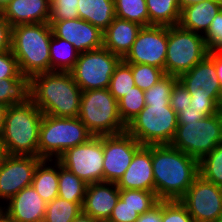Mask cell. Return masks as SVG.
<instances>
[{
  "mask_svg": "<svg viewBox=\"0 0 222 222\" xmlns=\"http://www.w3.org/2000/svg\"><path fill=\"white\" fill-rule=\"evenodd\" d=\"M155 194L179 200L199 175V161L170 144L151 145Z\"/></svg>",
  "mask_w": 222,
  "mask_h": 222,
  "instance_id": "cell-1",
  "label": "cell"
},
{
  "mask_svg": "<svg viewBox=\"0 0 222 222\" xmlns=\"http://www.w3.org/2000/svg\"><path fill=\"white\" fill-rule=\"evenodd\" d=\"M81 96L70 72L50 71L30 78V99L44 115L78 117Z\"/></svg>",
  "mask_w": 222,
  "mask_h": 222,
  "instance_id": "cell-2",
  "label": "cell"
},
{
  "mask_svg": "<svg viewBox=\"0 0 222 222\" xmlns=\"http://www.w3.org/2000/svg\"><path fill=\"white\" fill-rule=\"evenodd\" d=\"M49 23H31L12 27L11 51L22 75L30 78L51 71Z\"/></svg>",
  "mask_w": 222,
  "mask_h": 222,
  "instance_id": "cell-3",
  "label": "cell"
},
{
  "mask_svg": "<svg viewBox=\"0 0 222 222\" xmlns=\"http://www.w3.org/2000/svg\"><path fill=\"white\" fill-rule=\"evenodd\" d=\"M43 113L30 99L8 106L1 140L8 155L37 156Z\"/></svg>",
  "mask_w": 222,
  "mask_h": 222,
  "instance_id": "cell-4",
  "label": "cell"
},
{
  "mask_svg": "<svg viewBox=\"0 0 222 222\" xmlns=\"http://www.w3.org/2000/svg\"><path fill=\"white\" fill-rule=\"evenodd\" d=\"M92 136L78 117L65 118L43 114L38 157L57 160L65 150L87 142Z\"/></svg>",
  "mask_w": 222,
  "mask_h": 222,
  "instance_id": "cell-5",
  "label": "cell"
},
{
  "mask_svg": "<svg viewBox=\"0 0 222 222\" xmlns=\"http://www.w3.org/2000/svg\"><path fill=\"white\" fill-rule=\"evenodd\" d=\"M78 118L93 136L126 132L118 112V101L108 88L82 91Z\"/></svg>",
  "mask_w": 222,
  "mask_h": 222,
  "instance_id": "cell-6",
  "label": "cell"
},
{
  "mask_svg": "<svg viewBox=\"0 0 222 222\" xmlns=\"http://www.w3.org/2000/svg\"><path fill=\"white\" fill-rule=\"evenodd\" d=\"M178 126L170 104H146L126 125V132L141 145L170 144Z\"/></svg>",
  "mask_w": 222,
  "mask_h": 222,
  "instance_id": "cell-7",
  "label": "cell"
},
{
  "mask_svg": "<svg viewBox=\"0 0 222 222\" xmlns=\"http://www.w3.org/2000/svg\"><path fill=\"white\" fill-rule=\"evenodd\" d=\"M222 143V110L199 121L178 124L170 145L200 161Z\"/></svg>",
  "mask_w": 222,
  "mask_h": 222,
  "instance_id": "cell-8",
  "label": "cell"
},
{
  "mask_svg": "<svg viewBox=\"0 0 222 222\" xmlns=\"http://www.w3.org/2000/svg\"><path fill=\"white\" fill-rule=\"evenodd\" d=\"M208 53L203 35L185 30L179 25L169 26L164 72L179 77L191 70Z\"/></svg>",
  "mask_w": 222,
  "mask_h": 222,
  "instance_id": "cell-9",
  "label": "cell"
},
{
  "mask_svg": "<svg viewBox=\"0 0 222 222\" xmlns=\"http://www.w3.org/2000/svg\"><path fill=\"white\" fill-rule=\"evenodd\" d=\"M191 96L190 107L196 110H222V89L214 64V52L178 77Z\"/></svg>",
  "mask_w": 222,
  "mask_h": 222,
  "instance_id": "cell-10",
  "label": "cell"
},
{
  "mask_svg": "<svg viewBox=\"0 0 222 222\" xmlns=\"http://www.w3.org/2000/svg\"><path fill=\"white\" fill-rule=\"evenodd\" d=\"M121 60L119 55L101 47L79 53L70 73L82 91L105 89L109 87L114 70Z\"/></svg>",
  "mask_w": 222,
  "mask_h": 222,
  "instance_id": "cell-11",
  "label": "cell"
},
{
  "mask_svg": "<svg viewBox=\"0 0 222 222\" xmlns=\"http://www.w3.org/2000/svg\"><path fill=\"white\" fill-rule=\"evenodd\" d=\"M57 161L87 184L103 182V136L65 150Z\"/></svg>",
  "mask_w": 222,
  "mask_h": 222,
  "instance_id": "cell-12",
  "label": "cell"
},
{
  "mask_svg": "<svg viewBox=\"0 0 222 222\" xmlns=\"http://www.w3.org/2000/svg\"><path fill=\"white\" fill-rule=\"evenodd\" d=\"M194 222H217L222 218V187L198 175L179 199Z\"/></svg>",
  "mask_w": 222,
  "mask_h": 222,
  "instance_id": "cell-13",
  "label": "cell"
},
{
  "mask_svg": "<svg viewBox=\"0 0 222 222\" xmlns=\"http://www.w3.org/2000/svg\"><path fill=\"white\" fill-rule=\"evenodd\" d=\"M167 43L168 26L142 27L122 60L128 64H147L164 70Z\"/></svg>",
  "mask_w": 222,
  "mask_h": 222,
  "instance_id": "cell-14",
  "label": "cell"
},
{
  "mask_svg": "<svg viewBox=\"0 0 222 222\" xmlns=\"http://www.w3.org/2000/svg\"><path fill=\"white\" fill-rule=\"evenodd\" d=\"M141 146L127 132L103 136V182L118 183Z\"/></svg>",
  "mask_w": 222,
  "mask_h": 222,
  "instance_id": "cell-15",
  "label": "cell"
},
{
  "mask_svg": "<svg viewBox=\"0 0 222 222\" xmlns=\"http://www.w3.org/2000/svg\"><path fill=\"white\" fill-rule=\"evenodd\" d=\"M37 156L8 155L0 167V207L23 188L30 186L37 165Z\"/></svg>",
  "mask_w": 222,
  "mask_h": 222,
  "instance_id": "cell-16",
  "label": "cell"
},
{
  "mask_svg": "<svg viewBox=\"0 0 222 222\" xmlns=\"http://www.w3.org/2000/svg\"><path fill=\"white\" fill-rule=\"evenodd\" d=\"M51 28L56 37L70 42L79 53L103 47V32L81 18L55 21Z\"/></svg>",
  "mask_w": 222,
  "mask_h": 222,
  "instance_id": "cell-17",
  "label": "cell"
},
{
  "mask_svg": "<svg viewBox=\"0 0 222 222\" xmlns=\"http://www.w3.org/2000/svg\"><path fill=\"white\" fill-rule=\"evenodd\" d=\"M47 203L32 185L23 188L1 210L16 222H43Z\"/></svg>",
  "mask_w": 222,
  "mask_h": 222,
  "instance_id": "cell-18",
  "label": "cell"
},
{
  "mask_svg": "<svg viewBox=\"0 0 222 222\" xmlns=\"http://www.w3.org/2000/svg\"><path fill=\"white\" fill-rule=\"evenodd\" d=\"M120 197L117 183L87 184L82 212L99 221H108Z\"/></svg>",
  "mask_w": 222,
  "mask_h": 222,
  "instance_id": "cell-19",
  "label": "cell"
},
{
  "mask_svg": "<svg viewBox=\"0 0 222 222\" xmlns=\"http://www.w3.org/2000/svg\"><path fill=\"white\" fill-rule=\"evenodd\" d=\"M119 189H137L155 192L151 145H142L131 164L117 183Z\"/></svg>",
  "mask_w": 222,
  "mask_h": 222,
  "instance_id": "cell-20",
  "label": "cell"
},
{
  "mask_svg": "<svg viewBox=\"0 0 222 222\" xmlns=\"http://www.w3.org/2000/svg\"><path fill=\"white\" fill-rule=\"evenodd\" d=\"M51 0H12L1 13L12 26L48 23Z\"/></svg>",
  "mask_w": 222,
  "mask_h": 222,
  "instance_id": "cell-21",
  "label": "cell"
},
{
  "mask_svg": "<svg viewBox=\"0 0 222 222\" xmlns=\"http://www.w3.org/2000/svg\"><path fill=\"white\" fill-rule=\"evenodd\" d=\"M142 26L138 23L115 17L103 32V47L123 58L131 49Z\"/></svg>",
  "mask_w": 222,
  "mask_h": 222,
  "instance_id": "cell-22",
  "label": "cell"
},
{
  "mask_svg": "<svg viewBox=\"0 0 222 222\" xmlns=\"http://www.w3.org/2000/svg\"><path fill=\"white\" fill-rule=\"evenodd\" d=\"M222 10V0H207L183 8L179 26L185 30L205 35L214 17Z\"/></svg>",
  "mask_w": 222,
  "mask_h": 222,
  "instance_id": "cell-23",
  "label": "cell"
},
{
  "mask_svg": "<svg viewBox=\"0 0 222 222\" xmlns=\"http://www.w3.org/2000/svg\"><path fill=\"white\" fill-rule=\"evenodd\" d=\"M59 162L57 160L43 159L34 173L31 185L46 202L58 197Z\"/></svg>",
  "mask_w": 222,
  "mask_h": 222,
  "instance_id": "cell-24",
  "label": "cell"
},
{
  "mask_svg": "<svg viewBox=\"0 0 222 222\" xmlns=\"http://www.w3.org/2000/svg\"><path fill=\"white\" fill-rule=\"evenodd\" d=\"M78 13L79 18L104 32L116 17L114 0H79Z\"/></svg>",
  "mask_w": 222,
  "mask_h": 222,
  "instance_id": "cell-25",
  "label": "cell"
},
{
  "mask_svg": "<svg viewBox=\"0 0 222 222\" xmlns=\"http://www.w3.org/2000/svg\"><path fill=\"white\" fill-rule=\"evenodd\" d=\"M149 26H175L180 21L178 0H146Z\"/></svg>",
  "mask_w": 222,
  "mask_h": 222,
  "instance_id": "cell-26",
  "label": "cell"
},
{
  "mask_svg": "<svg viewBox=\"0 0 222 222\" xmlns=\"http://www.w3.org/2000/svg\"><path fill=\"white\" fill-rule=\"evenodd\" d=\"M78 56L79 52L70 42L52 35L50 40L51 71L70 72Z\"/></svg>",
  "mask_w": 222,
  "mask_h": 222,
  "instance_id": "cell-27",
  "label": "cell"
},
{
  "mask_svg": "<svg viewBox=\"0 0 222 222\" xmlns=\"http://www.w3.org/2000/svg\"><path fill=\"white\" fill-rule=\"evenodd\" d=\"M30 100V77L4 78L0 81V103L6 106L23 104Z\"/></svg>",
  "mask_w": 222,
  "mask_h": 222,
  "instance_id": "cell-28",
  "label": "cell"
},
{
  "mask_svg": "<svg viewBox=\"0 0 222 222\" xmlns=\"http://www.w3.org/2000/svg\"><path fill=\"white\" fill-rule=\"evenodd\" d=\"M58 197L69 202H84L87 183L59 163Z\"/></svg>",
  "mask_w": 222,
  "mask_h": 222,
  "instance_id": "cell-29",
  "label": "cell"
},
{
  "mask_svg": "<svg viewBox=\"0 0 222 222\" xmlns=\"http://www.w3.org/2000/svg\"><path fill=\"white\" fill-rule=\"evenodd\" d=\"M84 202H69L60 197L47 203L43 222H73L82 212Z\"/></svg>",
  "mask_w": 222,
  "mask_h": 222,
  "instance_id": "cell-30",
  "label": "cell"
},
{
  "mask_svg": "<svg viewBox=\"0 0 222 222\" xmlns=\"http://www.w3.org/2000/svg\"><path fill=\"white\" fill-rule=\"evenodd\" d=\"M114 5L116 17L138 23L142 27L149 26L146 0H114Z\"/></svg>",
  "mask_w": 222,
  "mask_h": 222,
  "instance_id": "cell-31",
  "label": "cell"
},
{
  "mask_svg": "<svg viewBox=\"0 0 222 222\" xmlns=\"http://www.w3.org/2000/svg\"><path fill=\"white\" fill-rule=\"evenodd\" d=\"M199 175L222 187V143L199 161Z\"/></svg>",
  "mask_w": 222,
  "mask_h": 222,
  "instance_id": "cell-32",
  "label": "cell"
},
{
  "mask_svg": "<svg viewBox=\"0 0 222 222\" xmlns=\"http://www.w3.org/2000/svg\"><path fill=\"white\" fill-rule=\"evenodd\" d=\"M135 86L131 64L121 60L114 70L108 90L115 97V99L119 101Z\"/></svg>",
  "mask_w": 222,
  "mask_h": 222,
  "instance_id": "cell-33",
  "label": "cell"
},
{
  "mask_svg": "<svg viewBox=\"0 0 222 222\" xmlns=\"http://www.w3.org/2000/svg\"><path fill=\"white\" fill-rule=\"evenodd\" d=\"M145 106L144 91L135 86L118 101L119 116L127 125Z\"/></svg>",
  "mask_w": 222,
  "mask_h": 222,
  "instance_id": "cell-34",
  "label": "cell"
},
{
  "mask_svg": "<svg viewBox=\"0 0 222 222\" xmlns=\"http://www.w3.org/2000/svg\"><path fill=\"white\" fill-rule=\"evenodd\" d=\"M119 198L131 206L139 215L149 211L159 202L155 192L147 190L120 189Z\"/></svg>",
  "mask_w": 222,
  "mask_h": 222,
  "instance_id": "cell-35",
  "label": "cell"
},
{
  "mask_svg": "<svg viewBox=\"0 0 222 222\" xmlns=\"http://www.w3.org/2000/svg\"><path fill=\"white\" fill-rule=\"evenodd\" d=\"M178 77L165 75L151 88L144 91L145 104H170L173 86Z\"/></svg>",
  "mask_w": 222,
  "mask_h": 222,
  "instance_id": "cell-36",
  "label": "cell"
},
{
  "mask_svg": "<svg viewBox=\"0 0 222 222\" xmlns=\"http://www.w3.org/2000/svg\"><path fill=\"white\" fill-rule=\"evenodd\" d=\"M131 69L135 85L143 91L166 75L163 69L147 64H131Z\"/></svg>",
  "mask_w": 222,
  "mask_h": 222,
  "instance_id": "cell-37",
  "label": "cell"
},
{
  "mask_svg": "<svg viewBox=\"0 0 222 222\" xmlns=\"http://www.w3.org/2000/svg\"><path fill=\"white\" fill-rule=\"evenodd\" d=\"M50 17L48 23L52 25L55 21L79 18V0H51Z\"/></svg>",
  "mask_w": 222,
  "mask_h": 222,
  "instance_id": "cell-38",
  "label": "cell"
},
{
  "mask_svg": "<svg viewBox=\"0 0 222 222\" xmlns=\"http://www.w3.org/2000/svg\"><path fill=\"white\" fill-rule=\"evenodd\" d=\"M161 221L194 222V219L179 200H161Z\"/></svg>",
  "mask_w": 222,
  "mask_h": 222,
  "instance_id": "cell-39",
  "label": "cell"
},
{
  "mask_svg": "<svg viewBox=\"0 0 222 222\" xmlns=\"http://www.w3.org/2000/svg\"><path fill=\"white\" fill-rule=\"evenodd\" d=\"M203 37L209 52L222 51V10L214 17Z\"/></svg>",
  "mask_w": 222,
  "mask_h": 222,
  "instance_id": "cell-40",
  "label": "cell"
},
{
  "mask_svg": "<svg viewBox=\"0 0 222 222\" xmlns=\"http://www.w3.org/2000/svg\"><path fill=\"white\" fill-rule=\"evenodd\" d=\"M21 76L18 61L12 51L0 53V81L4 78H20Z\"/></svg>",
  "mask_w": 222,
  "mask_h": 222,
  "instance_id": "cell-41",
  "label": "cell"
},
{
  "mask_svg": "<svg viewBox=\"0 0 222 222\" xmlns=\"http://www.w3.org/2000/svg\"><path fill=\"white\" fill-rule=\"evenodd\" d=\"M138 218L139 214L119 198L108 222H136Z\"/></svg>",
  "mask_w": 222,
  "mask_h": 222,
  "instance_id": "cell-42",
  "label": "cell"
},
{
  "mask_svg": "<svg viewBox=\"0 0 222 222\" xmlns=\"http://www.w3.org/2000/svg\"><path fill=\"white\" fill-rule=\"evenodd\" d=\"M191 102V96L188 90L177 81L173 86V90L170 98V106L171 108L178 113L182 108H186L189 106Z\"/></svg>",
  "mask_w": 222,
  "mask_h": 222,
  "instance_id": "cell-43",
  "label": "cell"
},
{
  "mask_svg": "<svg viewBox=\"0 0 222 222\" xmlns=\"http://www.w3.org/2000/svg\"><path fill=\"white\" fill-rule=\"evenodd\" d=\"M221 110H196L193 107L187 106L182 108L177 113L178 124H187V122L199 121L206 116L219 113Z\"/></svg>",
  "mask_w": 222,
  "mask_h": 222,
  "instance_id": "cell-44",
  "label": "cell"
},
{
  "mask_svg": "<svg viewBox=\"0 0 222 222\" xmlns=\"http://www.w3.org/2000/svg\"><path fill=\"white\" fill-rule=\"evenodd\" d=\"M12 26L0 13V53L11 50Z\"/></svg>",
  "mask_w": 222,
  "mask_h": 222,
  "instance_id": "cell-45",
  "label": "cell"
},
{
  "mask_svg": "<svg viewBox=\"0 0 222 222\" xmlns=\"http://www.w3.org/2000/svg\"><path fill=\"white\" fill-rule=\"evenodd\" d=\"M136 222H162L161 221V200L149 211L139 215Z\"/></svg>",
  "mask_w": 222,
  "mask_h": 222,
  "instance_id": "cell-46",
  "label": "cell"
},
{
  "mask_svg": "<svg viewBox=\"0 0 222 222\" xmlns=\"http://www.w3.org/2000/svg\"><path fill=\"white\" fill-rule=\"evenodd\" d=\"M214 64L217 78L222 89V51H214Z\"/></svg>",
  "mask_w": 222,
  "mask_h": 222,
  "instance_id": "cell-47",
  "label": "cell"
},
{
  "mask_svg": "<svg viewBox=\"0 0 222 222\" xmlns=\"http://www.w3.org/2000/svg\"><path fill=\"white\" fill-rule=\"evenodd\" d=\"M73 222H101L89 215L84 214L83 212H81L75 219Z\"/></svg>",
  "mask_w": 222,
  "mask_h": 222,
  "instance_id": "cell-48",
  "label": "cell"
},
{
  "mask_svg": "<svg viewBox=\"0 0 222 222\" xmlns=\"http://www.w3.org/2000/svg\"><path fill=\"white\" fill-rule=\"evenodd\" d=\"M204 1H207V0H178V4L180 7V10H182L183 8H186L187 6L204 2Z\"/></svg>",
  "mask_w": 222,
  "mask_h": 222,
  "instance_id": "cell-49",
  "label": "cell"
},
{
  "mask_svg": "<svg viewBox=\"0 0 222 222\" xmlns=\"http://www.w3.org/2000/svg\"><path fill=\"white\" fill-rule=\"evenodd\" d=\"M7 156H8V153H7L6 147L4 143L2 142L1 136H0V167L4 163Z\"/></svg>",
  "mask_w": 222,
  "mask_h": 222,
  "instance_id": "cell-50",
  "label": "cell"
},
{
  "mask_svg": "<svg viewBox=\"0 0 222 222\" xmlns=\"http://www.w3.org/2000/svg\"><path fill=\"white\" fill-rule=\"evenodd\" d=\"M8 106H6L5 104L0 103V136L2 134L3 131V126H4V116H5V112Z\"/></svg>",
  "mask_w": 222,
  "mask_h": 222,
  "instance_id": "cell-51",
  "label": "cell"
},
{
  "mask_svg": "<svg viewBox=\"0 0 222 222\" xmlns=\"http://www.w3.org/2000/svg\"><path fill=\"white\" fill-rule=\"evenodd\" d=\"M0 222H16L10 219L2 210L0 211Z\"/></svg>",
  "mask_w": 222,
  "mask_h": 222,
  "instance_id": "cell-52",
  "label": "cell"
},
{
  "mask_svg": "<svg viewBox=\"0 0 222 222\" xmlns=\"http://www.w3.org/2000/svg\"><path fill=\"white\" fill-rule=\"evenodd\" d=\"M12 0H0V13L8 6Z\"/></svg>",
  "mask_w": 222,
  "mask_h": 222,
  "instance_id": "cell-53",
  "label": "cell"
}]
</instances>
